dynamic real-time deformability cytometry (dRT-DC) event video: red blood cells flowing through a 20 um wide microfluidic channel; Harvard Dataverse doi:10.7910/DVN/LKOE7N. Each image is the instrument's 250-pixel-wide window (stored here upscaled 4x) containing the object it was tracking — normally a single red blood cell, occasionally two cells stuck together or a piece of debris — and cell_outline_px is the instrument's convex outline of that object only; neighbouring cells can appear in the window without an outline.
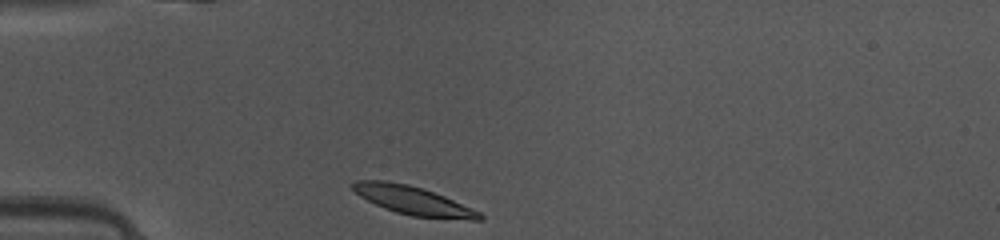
{"species": "common noctule bat (a hibernating species)", "species_latin": "Nyctalus noctula", "temperature_condition": "warm", "stored_images_in_passage": 36, "camera_frame_rate_fps": 3000, "um_per_image_px": 0.085, "animal": {"sex": "female", "body_mass_g": 10.0, "forearm_length_mm": 53.1}, "frame": {"image": 1, "passage_image": 1, "time_ms": 0.0, "image_size_px": [1000, 240], "cell_outline_px": [[484, 220], [472, 220], [412, 216], [396, 212], [384, 208], [360, 196], [348, 184], [356, 180], [384, 180], [408, 184], [444, 196], [480, 212], [484, 216]], "centroid_in_image_um": [35.1, 17.04], "position_along_channel_um": 49.9, "area_um2": 20.87}}
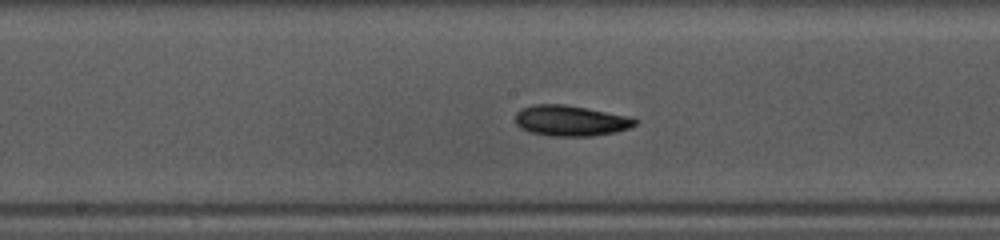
{"frame": {"image": 2, "passage_image": 13, "time_ms": 4.0, "image_size_px": [1000, 240], "cell_outline_px": [[640, 120], [636, 124], [628, 128], [616, 132], [592, 136], [552, 136], [528, 132], [520, 128], [516, 124], [516, 112], [532, 104], [564, 104], [588, 108], [632, 116]], "centroid_in_image_um": [48.54, 10.25], "position_along_channel_um": 199.7, "area_um2": 21.68}}
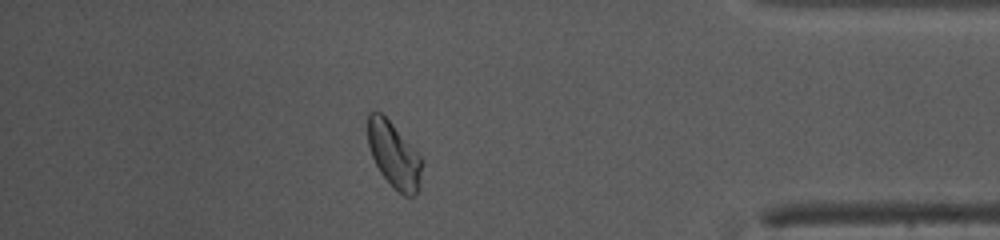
{"frame": {"image": 3, "passage_image": 30, "time_ms": 9.667, "image_size_px": [1000, 240], "cell_outline_px": [[424, 164], [420, 188], [412, 196], [404, 196], [392, 188], [380, 172], [372, 156], [368, 144], [368, 112], [380, 112], [392, 124], [420, 156]], "centroid_in_image_um": [33.51, 13.23], "position_along_channel_um": 401.7, "area_um2": 20.69}, "authors_computed_cell_mechanics": {"area_um2": 20.7791, "velocity_mm_per_s": 4.1037, "shape_relaxation_time_tau1_ms": 2.1214, "shape_relaxation_time_tau2_ms": 3.2346, "deformation_change_tau1": 0.1176, "deformation_change_tau2": 0.0884}}